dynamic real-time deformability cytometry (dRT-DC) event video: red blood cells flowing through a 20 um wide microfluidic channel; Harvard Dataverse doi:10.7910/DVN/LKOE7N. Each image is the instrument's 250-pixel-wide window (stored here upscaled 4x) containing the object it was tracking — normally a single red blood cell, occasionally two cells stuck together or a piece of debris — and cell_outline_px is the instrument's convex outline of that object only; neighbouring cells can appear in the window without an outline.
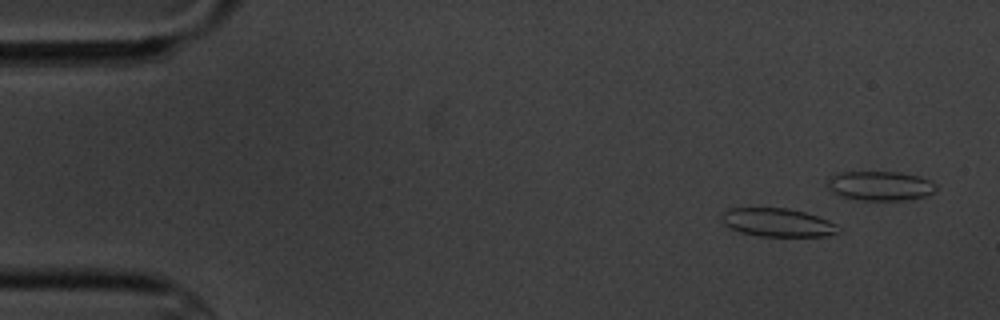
{"species": "common noctule bat (a hibernating species)", "species_latin": "Nyctalus noctula", "temperature_condition": "cold", "stored_images_in_passage": 6, "camera_frame_rate_fps": 3000, "um_per_image_px": 0.085, "animal": {"sex": "male", "body_mass_g": 20.1, "forearm_length_mm": 53.5}, "frame": {"image": 1, "passage_image": 2, "time_ms": 1.333, "image_size_px": [1000, 320], "cell_outline_px": [[840, 232], [828, 236], [760, 236], [740, 232], [724, 224], [720, 216], [728, 208], [788, 208], [804, 212], [828, 220], [836, 224]], "centroid_in_image_um": [66.09, 18.91], "position_along_channel_um": 18.9, "area_um2": 19.19}}
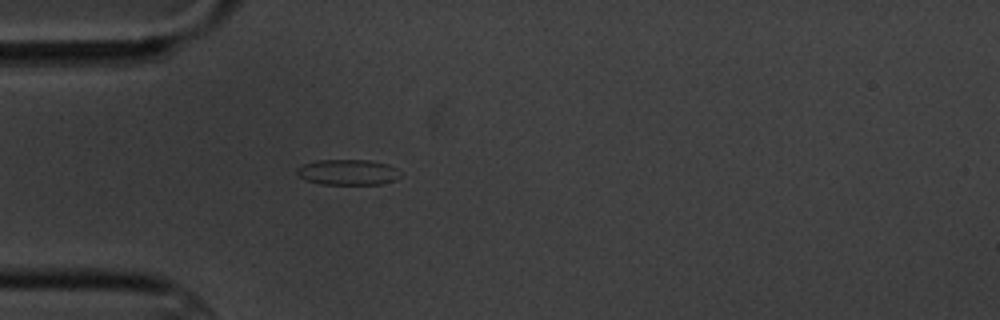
{"frame": {"image": 2, "passage_image": 6, "time_ms": 6.0, "image_size_px": [1000, 320], "cell_outline_px": [[400, 176], [396, 180], [380, 184], [320, 184], [308, 180], [300, 176], [296, 172], [296, 168], [304, 164], [316, 160], [368, 160], [388, 164], [396, 168]], "centroid_in_image_um": [29.57, 14.63], "position_along_channel_um": 55.4, "area_um2": 15.32}}